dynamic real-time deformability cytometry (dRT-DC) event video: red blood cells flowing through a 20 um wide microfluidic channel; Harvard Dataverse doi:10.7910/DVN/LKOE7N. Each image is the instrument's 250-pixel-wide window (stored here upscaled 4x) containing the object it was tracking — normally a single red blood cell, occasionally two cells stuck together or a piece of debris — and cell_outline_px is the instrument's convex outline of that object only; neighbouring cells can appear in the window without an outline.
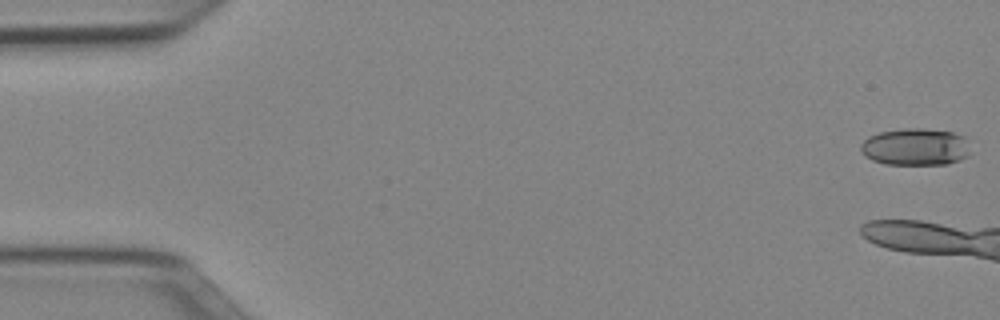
{"species": "Egyptian fruit bat (a non-hibernating species)", "species_latin": "Rousettus aegyptiacus", "temperature_condition": "cold", "stored_images_in_passage": 8, "camera_frame_rate_fps": 3000, "um_per_image_px": 0.085, "animal": {"sex": "female"}, "frame": {"image": 1, "passage_image": 1, "time_ms": 0.0, "image_size_px": [1000, 320], "cell_outline_px": [[968, 156], [960, 160], [948, 164], [884, 164], [872, 160], [864, 156], [860, 152], [860, 144], [868, 136], [880, 132], [904, 128], [924, 128], [952, 132], [964, 136], [968, 152]], "centroid_in_image_um": [77.76, 12.48], "position_along_channel_um": 7.2, "area_um2": 23.81}}